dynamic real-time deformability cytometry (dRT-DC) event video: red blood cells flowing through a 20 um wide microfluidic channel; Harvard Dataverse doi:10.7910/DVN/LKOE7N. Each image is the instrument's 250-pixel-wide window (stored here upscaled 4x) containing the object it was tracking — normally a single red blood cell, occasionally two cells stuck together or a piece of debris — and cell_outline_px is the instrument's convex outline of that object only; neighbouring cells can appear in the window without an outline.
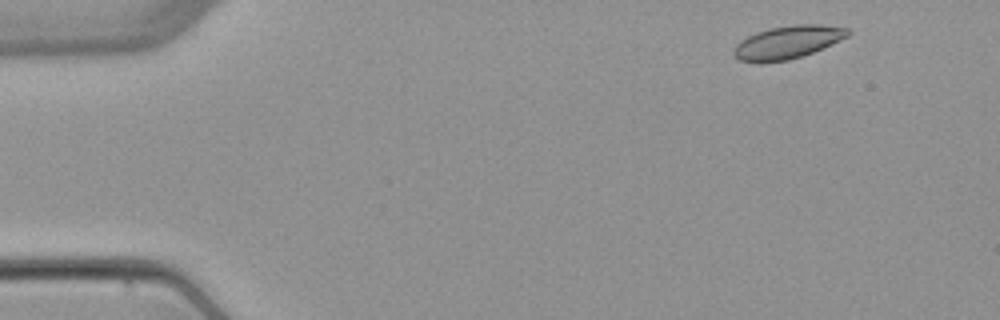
{"species": "common noctule bat (a hibernating species)", "species_latin": "Nyctalus noctula", "temperature_condition": "warm", "stored_images_in_passage": 3, "camera_frame_rate_fps": 3000, "um_per_image_px": 0.085, "animal": {"sex": "female", "body_mass_g": 22.7, "forearm_length_mm": 54.2}, "frame": {"image": 1, "passage_image": 1, "time_ms": 0.0, "image_size_px": [1000, 320], "cell_outline_px": [[852, 32], [848, 36], [832, 44], [812, 52], [788, 60], [760, 64], [756, 64], [740, 60], [732, 52], [736, 44], [740, 40], [756, 32], [768, 28], [792, 24], [820, 24], [848, 28]], "centroid_in_image_um": [66.92, 3.59], "position_along_channel_um": 18.1, "area_um2": 22.2}}
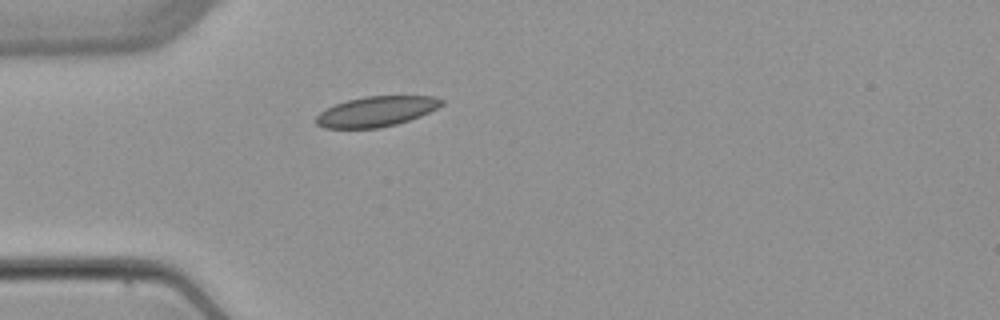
{"frame": {"image": 2, "passage_image": 3, "time_ms": 3.333, "image_size_px": [1000, 320], "cell_outline_px": [[444, 104], [420, 116], [396, 124], [380, 128], [324, 128], [316, 124], [316, 116], [320, 112], [336, 104], [348, 100], [364, 96], [432, 96], [444, 100]], "centroid_in_image_um": [31.98, 9.47], "position_along_channel_um": 53.0, "area_um2": 21.91}}